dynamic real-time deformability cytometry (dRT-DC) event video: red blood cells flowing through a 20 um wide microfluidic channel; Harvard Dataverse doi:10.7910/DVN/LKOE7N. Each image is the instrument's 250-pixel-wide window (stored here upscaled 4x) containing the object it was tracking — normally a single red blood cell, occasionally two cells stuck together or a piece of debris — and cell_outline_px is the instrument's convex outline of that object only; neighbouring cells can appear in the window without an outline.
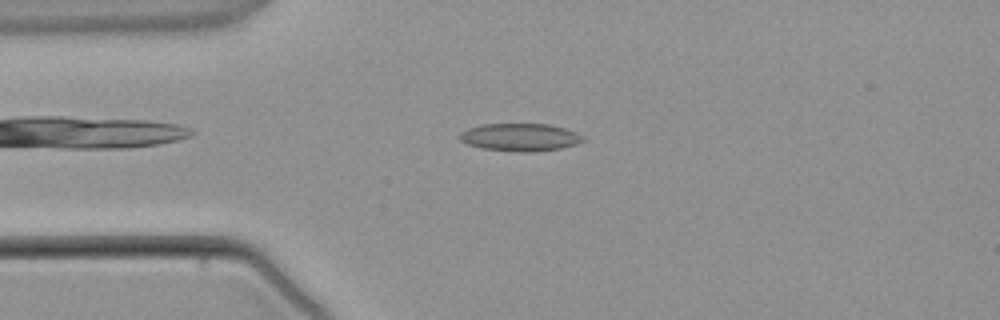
{"species": "common noctule bat (a hibernating species)", "species_latin": "Nyctalus noctula", "temperature_condition": "warm", "stored_images_in_passage": 3, "segment_of_instrument_passage": [1, 2], "camera_frame_rate_fps": 3000, "um_per_image_px": 0.085, "animal": {"sex": "male", "body_mass_g": 21.5, "forearm_length_mm": 52.0}, "frame": {"image": 1, "passage_image": 2, "time_ms": 1.333, "image_size_px": [1000, 320], "cell_outline_px": [[588, 140], [576, 144], [560, 148], [532, 152], [516, 152], [484, 148], [468, 144], [460, 140], [460, 132], [468, 128], [480, 124], [548, 124], [564, 128], [576, 132], [584, 136]], "centroid_in_image_um": [44.24, 11.66], "position_along_channel_um": 40.8, "area_um2": 19.94}}